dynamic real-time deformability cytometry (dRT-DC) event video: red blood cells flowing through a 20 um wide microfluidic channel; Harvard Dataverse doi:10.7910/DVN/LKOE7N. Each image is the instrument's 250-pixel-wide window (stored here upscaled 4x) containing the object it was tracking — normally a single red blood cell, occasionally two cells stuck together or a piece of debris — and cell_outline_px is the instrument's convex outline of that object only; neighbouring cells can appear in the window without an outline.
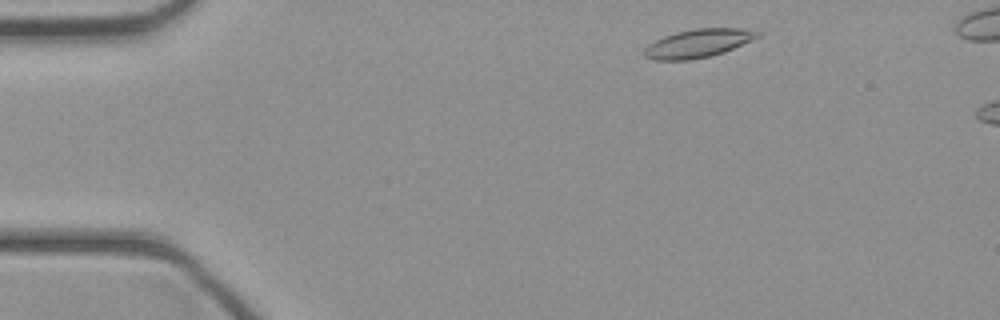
{"species": "common noctule bat (a hibernating species)", "species_latin": "Nyctalus noctula", "temperature_condition": "cold", "stored_images_in_passage": 7, "camera_frame_rate_fps": 3000, "um_per_image_px": 0.085, "animal": {"sex": "female", "body_mass_g": 21.9}, "frame": {"image": 1, "passage_image": 2, "time_ms": 0.333, "image_size_px": [1000, 320], "cell_outline_px": [[764, 36], [724, 52], [692, 60], [652, 60], [644, 56], [644, 48], [648, 44], [664, 36], [676, 32], [696, 28], [744, 28], [764, 32]], "centroid_in_image_um": [59.41, 3.67], "position_along_channel_um": 25.6, "area_um2": 19.07}}